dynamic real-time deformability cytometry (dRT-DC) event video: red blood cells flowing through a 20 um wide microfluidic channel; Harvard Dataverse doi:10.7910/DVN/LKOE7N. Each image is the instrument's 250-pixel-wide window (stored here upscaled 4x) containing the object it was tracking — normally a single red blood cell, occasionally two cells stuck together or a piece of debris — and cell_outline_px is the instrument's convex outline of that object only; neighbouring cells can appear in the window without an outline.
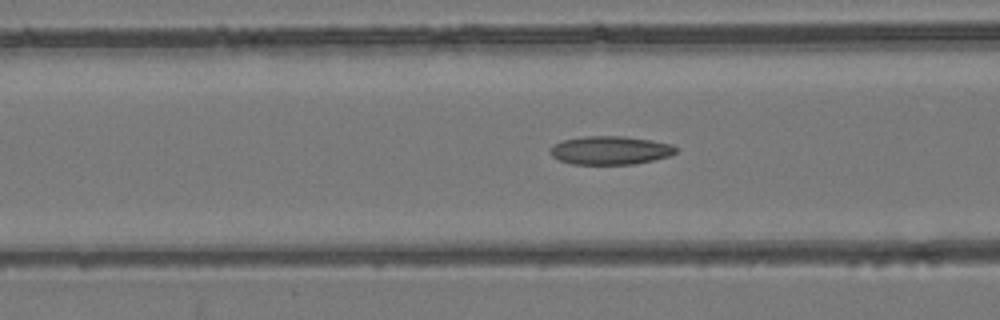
{"species": "common noctule bat (a hibernating species)", "species_latin": "Nyctalus noctula", "temperature_condition": "room temperature", "stored_images_in_passage": 54, "camera_frame_rate_fps": 3000, "um_per_image_px": 0.085, "animal": {"sex": "female", "body_mass_g": 24.6, "forearm_length_mm": 56.2}, "frame": {"image": 1, "passage_image": 22, "time_ms": 7.0, "image_size_px": [1000, 320], "cell_outline_px": [[676, 152], [668, 156], [636, 164], [572, 164], [560, 160], [552, 156], [552, 148], [556, 144], [564, 140], [584, 136], [624, 136], [652, 140], [672, 144], [676, 148]], "centroid_in_image_um": [51.91, 12.77], "position_along_channel_um": 114.7, "area_um2": 20.58}}
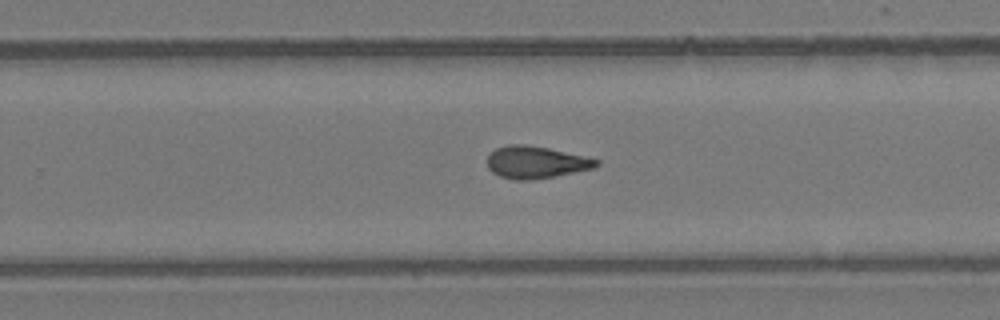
{"frame": {"image": 2, "passage_image": 35, "time_ms": 11.333, "image_size_px": [1000, 320], "cell_outline_px": [[600, 164], [596, 168], [556, 176], [528, 180], [516, 180], [500, 176], [492, 172], [488, 168], [488, 156], [496, 148], [508, 144], [524, 144], [548, 148], [584, 156], [600, 160]], "centroid_in_image_um": [45.57, 13.79], "position_along_channel_um": 284.2, "area_um2": 20.46}}
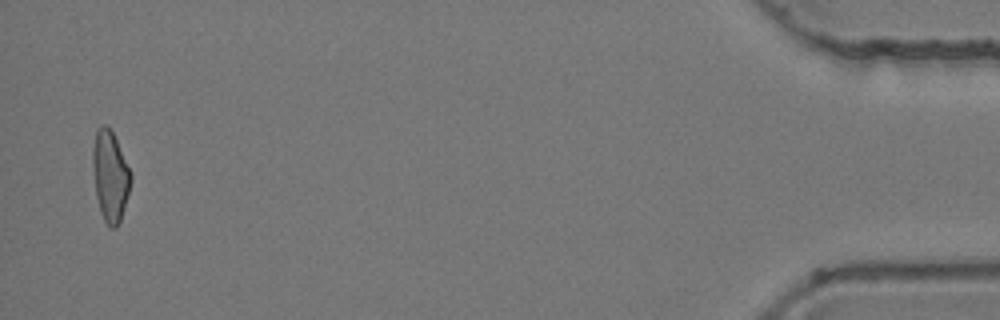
{"frame": {"image": 3, "passage_image": 53, "time_ms": 17.333, "image_size_px": [1000, 320], "cell_outline_px": [[132, 180], [120, 220], [116, 228], [108, 228], [100, 212], [96, 196], [92, 168], [92, 148], [96, 128], [100, 124], [108, 124], [116, 140], [132, 176]], "centroid_in_image_um": [9.33, 14.94], "position_along_channel_um": 425.9, "area_um2": 20.17}, "authors_computed_cell_mechanics": {"area_um2": 20.3745, "velocity_mm_per_s": 3.9093, "shape_relaxation_time_tau1_ms": null, "shape_relaxation_time_tau2_ms": 4.8501, "deformation_change_tau1": null, "deformation_change_tau2": 0.1304}}